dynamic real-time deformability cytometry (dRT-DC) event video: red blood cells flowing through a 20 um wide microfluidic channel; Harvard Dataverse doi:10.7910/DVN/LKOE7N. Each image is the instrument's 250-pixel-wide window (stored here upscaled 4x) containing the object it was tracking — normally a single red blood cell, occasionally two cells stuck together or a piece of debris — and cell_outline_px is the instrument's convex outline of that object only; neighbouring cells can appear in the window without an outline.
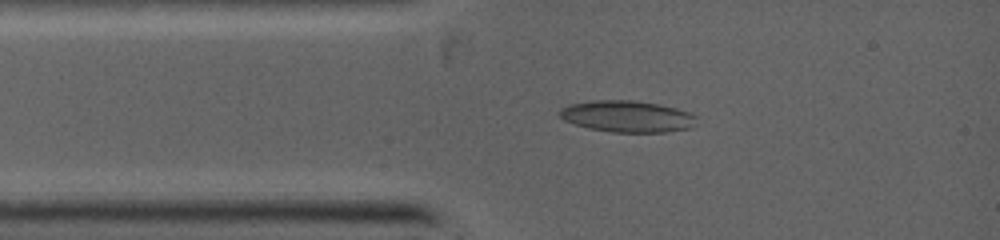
{"species": "common noctule bat (a hibernating species)", "species_latin": "Nyctalus noctula", "temperature_condition": "warm", "stored_images_in_passage": 4, "camera_frame_rate_fps": 5000, "um_per_image_px": 0.085, "animal": {"sex": "female", "body_mass_g": 19.0, "forearm_length_mm": 53.3}, "frame": {"image": 1, "passage_image": 3, "time_ms": 1.2, "image_size_px": [1000, 240], "cell_outline_px": [[696, 124], [692, 128], [664, 132], [612, 132], [588, 128], [564, 120], [560, 116], [560, 108], [568, 104], [592, 100], [636, 100], [660, 104], [676, 108], [688, 112], [696, 116]], "centroid_in_image_um": [53.33, 9.88], "position_along_channel_um": 31.7, "area_um2": 25.32}}